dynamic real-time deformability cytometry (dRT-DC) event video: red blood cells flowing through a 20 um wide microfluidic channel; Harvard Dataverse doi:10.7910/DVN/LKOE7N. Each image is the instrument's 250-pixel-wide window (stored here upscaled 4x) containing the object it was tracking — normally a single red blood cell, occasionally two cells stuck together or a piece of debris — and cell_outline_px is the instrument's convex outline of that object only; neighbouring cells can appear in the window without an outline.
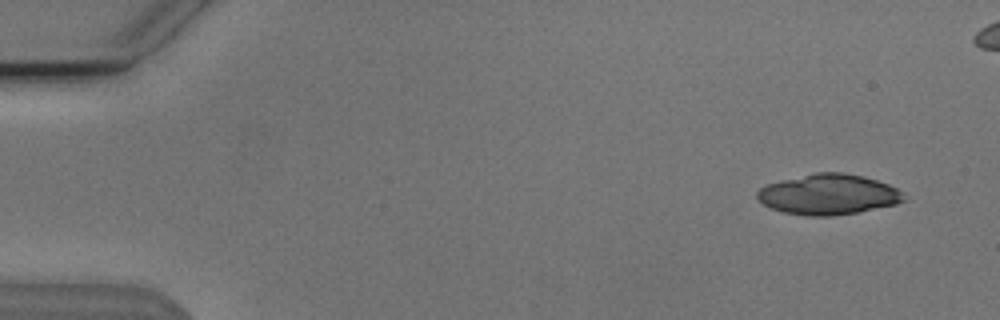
{"species": "Egyptian fruit bat (a non-hibernating species)", "species_latin": "Rousettus aegyptiacus", "temperature_condition": "cold", "stored_images_in_passage": 10, "camera_frame_rate_fps": 3000, "um_per_image_px": 0.085, "animal": {"sex": "male"}, "frame": {"image": 1, "passage_image": 1, "time_ms": 0.0, "image_size_px": [1000, 320], "cell_outline_px": [[904, 200], [896, 204], [860, 212], [832, 216], [808, 216], [784, 212], [772, 208], [764, 204], [756, 196], [756, 192], [760, 188], [768, 184], [780, 180], [816, 172], [840, 172], [864, 176], [888, 184], [896, 188], [900, 192]], "centroid_in_image_um": [70.4, 16.53], "position_along_channel_um": 14.6, "area_um2": 34.39}}
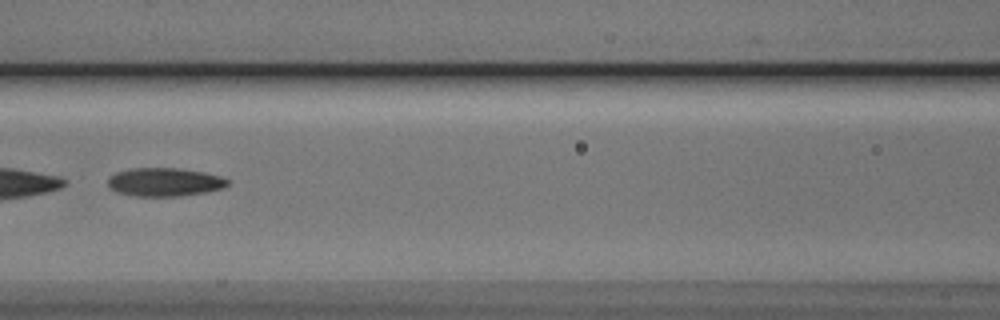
{"frame": {"image": 2, "passage_image": 7, "time_ms": 2.0, "image_size_px": [1000, 320], "cell_outline_px": [[228, 184], [224, 188], [204, 192], [180, 196], [136, 196], [116, 192], [108, 184], [108, 180], [116, 172], [132, 168], [176, 168], [204, 172], [220, 176], [228, 180]], "centroid_in_image_um": [14.0, 15.47], "position_along_channel_um": 152.6, "area_um2": 19.65}}
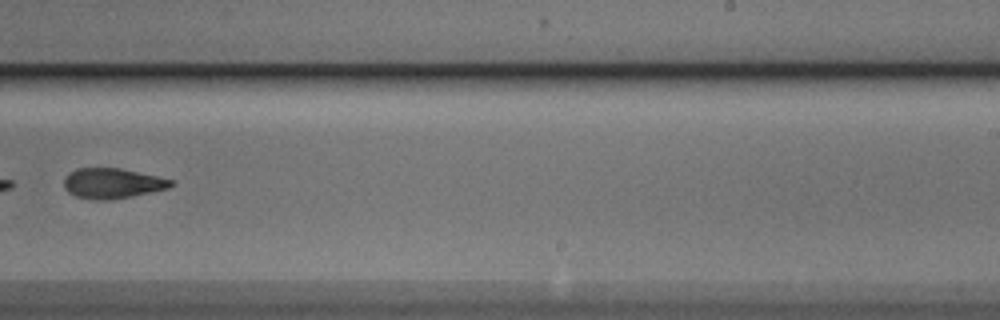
{"frame": {"image": 3, "passage_image": 10, "time_ms": 3.0, "image_size_px": [1000, 320], "cell_outline_px": [[176, 184], [168, 188], [132, 196], [108, 200], [96, 200], [76, 196], [68, 192], [64, 188], [64, 176], [68, 172], [76, 168], [120, 168], [176, 180]], "centroid_in_image_um": [9.55, 15.57], "position_along_channel_um": 279.4, "area_um2": 19.02}}